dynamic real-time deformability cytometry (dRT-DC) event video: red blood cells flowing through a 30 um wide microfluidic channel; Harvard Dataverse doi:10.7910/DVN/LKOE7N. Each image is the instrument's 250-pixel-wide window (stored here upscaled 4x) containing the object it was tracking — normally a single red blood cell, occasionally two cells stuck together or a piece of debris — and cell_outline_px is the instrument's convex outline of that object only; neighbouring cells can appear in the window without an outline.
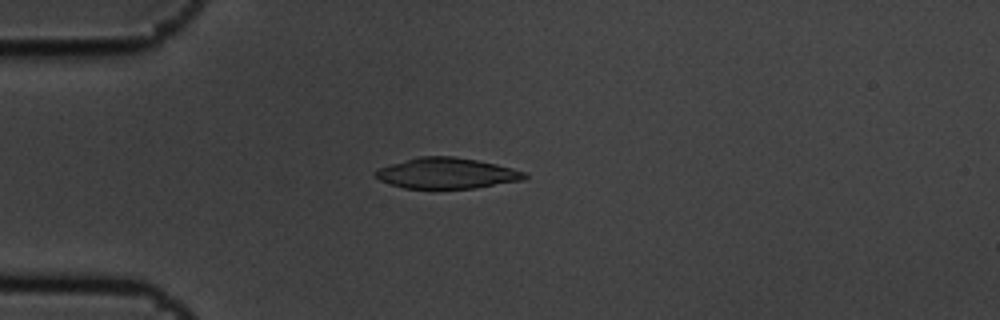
{"species": "common noctule bat (a hibernating species)", "species_latin": "Nyctalus noctula", "temperature_condition": "cold", "stored_images_in_passage": 9, "camera_frame_rate_fps": 3000, "um_per_image_px": 0.085, "animal": {"sex": "male", "body_mass_g": 19.5, "forearm_length_mm": 54.6}, "frame": {"image": 1, "passage_image": 4, "time_ms": 1.0, "image_size_px": [1000, 320], "cell_outline_px": [[528, 176], [524, 180], [476, 188], [404, 188], [380, 180], [372, 172], [380, 168], [416, 156], [452, 156], [476, 160], [496, 164], [528, 172]], "centroid_in_image_um": [38.02, 14.72], "position_along_channel_um": 47.0, "area_um2": 26.65}}
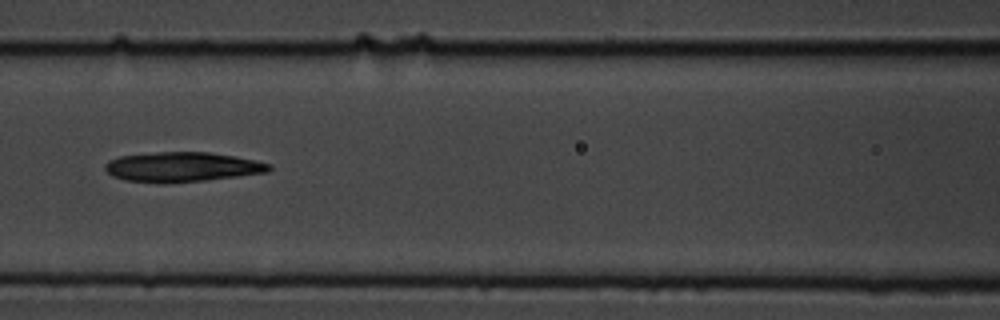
{"frame": {"image": 2, "passage_image": 7, "time_ms": 2.0, "image_size_px": [1000, 320], "cell_outline_px": [[272, 168], [268, 172], [204, 180], [164, 184], [124, 180], [112, 176], [104, 168], [104, 164], [108, 160], [120, 156], [160, 152], [208, 152], [236, 156], [256, 160], [272, 164]], "centroid_in_image_um": [15.47, 14.19], "position_along_channel_um": 151.1, "area_um2": 28.55}}
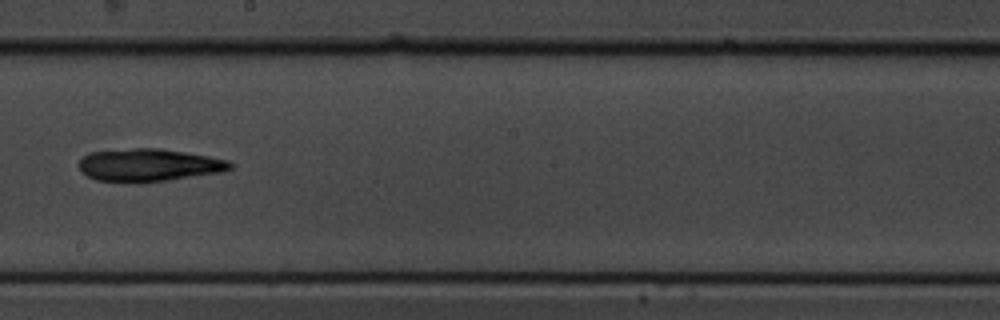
{"frame": {"image": 3, "passage_image": 9, "time_ms": 2.667, "image_size_px": [1000, 320], "cell_outline_px": [[232, 168], [220, 172], [168, 180], [136, 184], [96, 180], [80, 172], [80, 160], [84, 156], [92, 152], [132, 148], [160, 148], [208, 156], [228, 160], [232, 164]], "centroid_in_image_um": [12.62, 14.05], "position_along_channel_um": 235.6, "area_um2": 28.9}}